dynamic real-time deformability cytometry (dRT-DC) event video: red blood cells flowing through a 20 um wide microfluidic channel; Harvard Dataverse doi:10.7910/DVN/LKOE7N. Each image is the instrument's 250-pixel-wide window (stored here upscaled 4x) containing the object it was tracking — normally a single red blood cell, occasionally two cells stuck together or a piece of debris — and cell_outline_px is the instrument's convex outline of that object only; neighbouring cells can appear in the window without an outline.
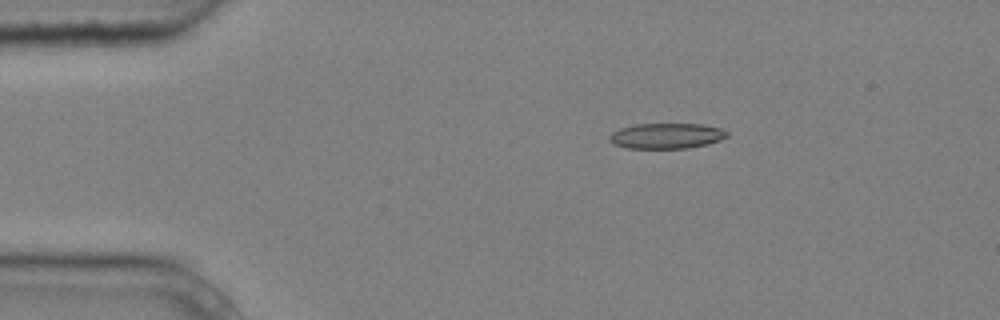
{"species": "common noctule bat (a hibernating species)", "species_latin": "Nyctalus noctula", "temperature_condition": "cold", "stored_images_in_passage": 5, "camera_frame_rate_fps": 3000, "um_per_image_px": 0.085, "animal": {"sex": "male", "body_mass_g": 20.4}, "frame": {"image": 1, "passage_image": 2, "time_ms": 0.333, "image_size_px": [1000, 320], "cell_outline_px": [[728, 136], [720, 140], [708, 144], [688, 148], [628, 148], [616, 144], [608, 140], [608, 136], [612, 132], [620, 128], [632, 124], [700, 124], [720, 128], [728, 132]], "centroid_in_image_um": [56.64, 11.54], "position_along_channel_um": 28.4, "area_um2": 17.46}}
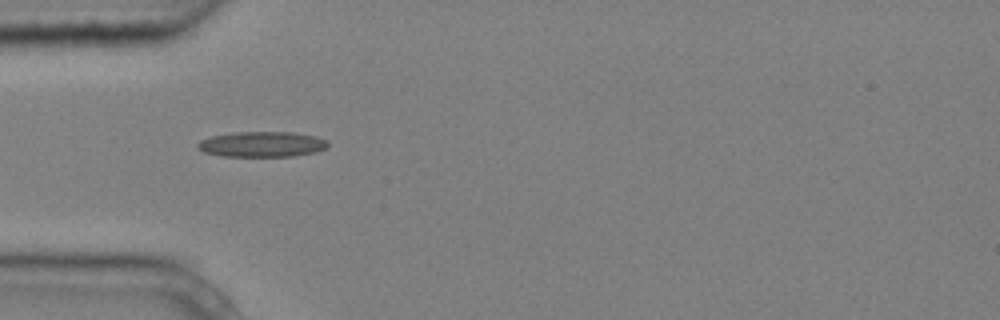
{"frame": {"image": 2, "passage_image": 4, "time_ms": 1.0, "image_size_px": [1000, 320], "cell_outline_px": [[328, 144], [324, 148], [316, 152], [292, 156], [220, 156], [204, 152], [196, 144], [200, 140], [212, 136], [236, 132], [292, 132], [316, 136], [324, 140]], "centroid_in_image_um": [22.24, 12.26], "position_along_channel_um": 62.8, "area_um2": 19.07}}
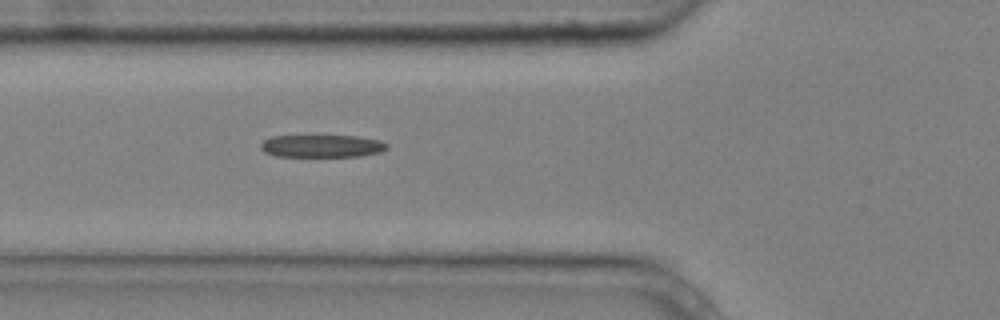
{"frame": {"image": 3, "passage_image": 5, "time_ms": 1.333, "image_size_px": [1000, 320], "cell_outline_px": [[388, 148], [380, 152], [360, 156], [276, 156], [264, 152], [260, 148], [260, 144], [264, 140], [272, 136], [356, 136], [380, 140], [388, 144]], "centroid_in_image_um": [27.36, 12.41], "position_along_channel_um": 98.4, "area_um2": 16.53}}